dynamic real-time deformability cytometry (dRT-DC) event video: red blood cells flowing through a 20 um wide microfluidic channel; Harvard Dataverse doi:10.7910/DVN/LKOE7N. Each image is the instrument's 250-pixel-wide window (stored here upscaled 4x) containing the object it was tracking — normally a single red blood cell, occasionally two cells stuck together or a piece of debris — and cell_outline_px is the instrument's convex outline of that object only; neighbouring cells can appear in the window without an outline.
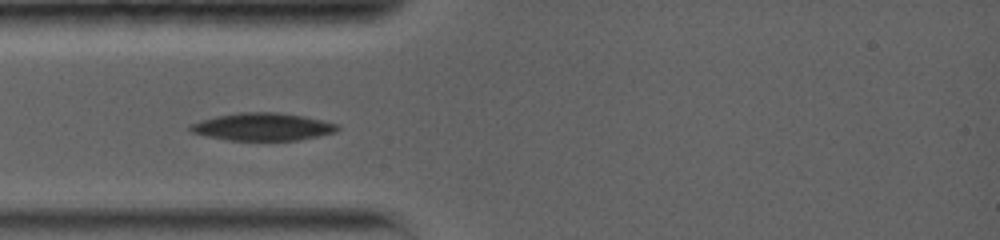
{"species": "common noctule bat (a hibernating species)", "species_latin": "Nyctalus noctula", "temperature_condition": "warm", "stored_images_in_passage": 4, "camera_frame_rate_fps": 5000, "um_per_image_px": 0.085, "animal": {"sex": "female", "body_mass_g": 19.0, "forearm_length_mm": 56.7}, "frame": {"image": 1, "passage_image": 3, "time_ms": 2.2, "image_size_px": [1000, 240], "cell_outline_px": [[340, 128], [336, 132], [300, 140], [228, 140], [208, 136], [192, 132], [188, 128], [188, 124], [200, 120], [216, 116], [240, 112], [276, 112], [304, 116], [336, 124]], "centroid_in_image_um": [22.3, 10.77], "position_along_channel_um": 62.7, "area_um2": 23.58}}
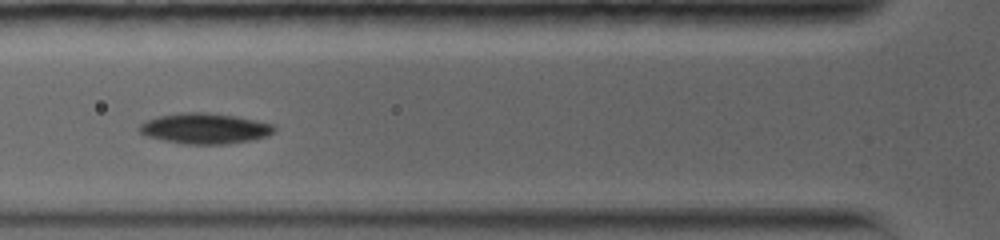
{"frame": {"image": 2, "passage_image": 4, "time_ms": 3.4, "image_size_px": [1000, 240], "cell_outline_px": [[276, 128], [268, 136], [252, 140], [224, 144], [184, 144], [164, 140], [148, 136], [140, 132], [140, 124], [144, 120], [156, 116], [180, 112], [208, 112], [236, 116], [256, 120], [272, 124]], "centroid_in_image_um": [17.4, 10.91], "position_along_channel_um": 108.4, "area_um2": 24.1}}